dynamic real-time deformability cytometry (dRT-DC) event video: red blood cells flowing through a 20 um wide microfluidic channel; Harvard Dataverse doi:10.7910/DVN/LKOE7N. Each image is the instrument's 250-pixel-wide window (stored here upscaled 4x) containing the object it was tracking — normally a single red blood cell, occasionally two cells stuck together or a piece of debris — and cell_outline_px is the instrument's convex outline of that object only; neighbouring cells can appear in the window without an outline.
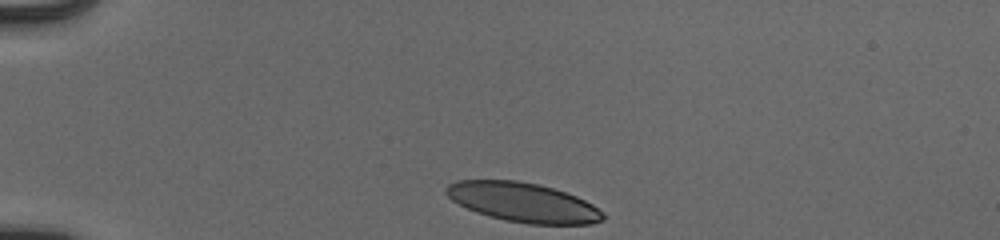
{"species": "human", "species_latin": "Homo sapiens", "temperature_condition": "cold", "stored_images_in_passage": 34, "camera_frame_rate_fps": 3000, "um_per_image_px": 0.085, "donor": {"sex": "male"}, "frame": {"image": 1, "passage_image": 1, "time_ms": 0.0, "image_size_px": [1000, 240], "cell_outline_px": [[604, 220], [592, 224], [528, 224], [504, 220], [488, 216], [476, 212], [452, 200], [444, 192], [444, 188], [448, 184], [456, 180], [516, 180], [536, 184], [552, 188], [576, 196], [592, 204], [604, 212]], "centroid_in_image_um": [44.45, 17.2], "position_along_channel_um": 40.5, "area_um2": 35.95}}
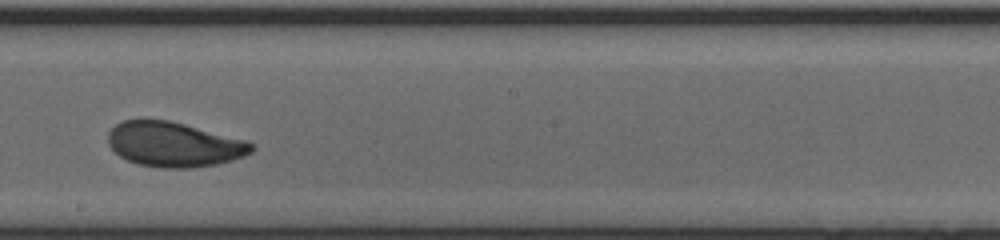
{"frame": {"image": 2, "passage_image": 20, "time_ms": 6.333, "image_size_px": [1000, 240], "cell_outline_px": [[256, 148], [252, 152], [244, 156], [232, 160], [216, 164], [192, 168], [160, 168], [136, 164], [120, 156], [108, 144], [108, 132], [120, 120], [144, 116], [168, 120], [184, 124], [244, 140], [252, 144]], "centroid_in_image_um": [14.72, 12.25], "position_along_channel_um": 233.5, "area_um2": 37.97}}
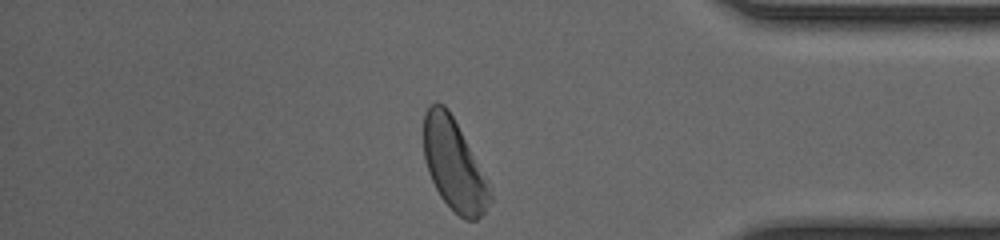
{"frame": {"image": 3, "passage_image": 34, "time_ms": 11.0, "image_size_px": [1000, 240], "cell_outline_px": [[492, 200], [484, 212], [476, 220], [464, 220], [440, 196], [428, 172], [424, 160], [424, 112], [432, 104], [444, 104], [448, 108], [492, 184]], "centroid_in_image_um": [38.64, 14.02], "position_along_channel_um": 396.6, "area_um2": 35.55}, "authors_computed_cell_mechanics": {"area_um2": 37.4833, "velocity_mm_per_s": 3.8955, "shape_relaxation_time_tau1_ms": 2.4856, "shape_relaxation_time_tau2_ms": 1.3416, "deformation_change_tau1": 0.1235, "deformation_change_tau2": 0.0618}}